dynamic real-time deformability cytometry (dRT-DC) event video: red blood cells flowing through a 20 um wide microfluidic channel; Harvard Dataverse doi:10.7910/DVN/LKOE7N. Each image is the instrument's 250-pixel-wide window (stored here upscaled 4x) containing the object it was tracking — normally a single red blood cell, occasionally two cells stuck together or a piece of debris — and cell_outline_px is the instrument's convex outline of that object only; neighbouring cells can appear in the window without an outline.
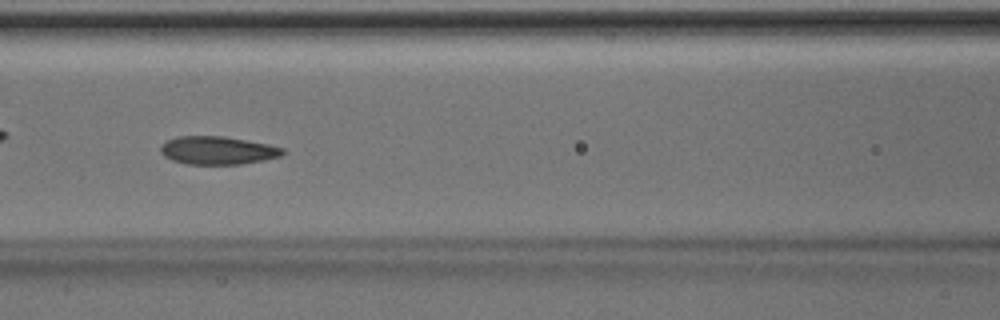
{"species": "Egyptian fruit bat (a non-hibernating species)", "species_latin": "Rousettus aegyptiacus", "temperature_condition": "room temperature", "stored_images_in_passage": 48, "camera_frame_rate_fps": 3000, "um_per_image_px": 0.085, "animal": {"sex": "male"}, "frame": {"image": 1, "passage_image": 21, "time_ms": 6.667, "image_size_px": [1000, 320], "cell_outline_px": [[284, 152], [280, 156], [264, 160], [240, 164], [188, 164], [172, 160], [164, 156], [160, 152], [160, 148], [168, 140], [176, 136], [224, 136], [268, 144], [284, 148]], "centroid_in_image_um": [18.5, 12.78], "position_along_channel_um": 148.1, "area_um2": 19.88}}
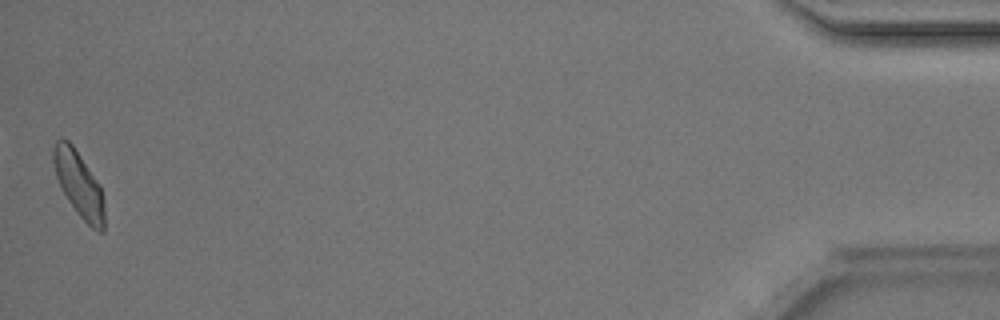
{"frame": {"image": 2, "passage_image": 48, "time_ms": 15.667, "image_size_px": [1000, 320], "cell_outline_px": [[104, 232], [100, 232], [92, 228], [80, 216], [68, 200], [56, 176], [52, 160], [52, 148], [56, 140], [60, 136], [68, 140], [72, 144], [100, 184], [104, 200]], "centroid_in_image_um": [6.7, 15.62], "position_along_channel_um": 428.5, "area_um2": 19.48}, "authors_computed_cell_mechanics": {"area_um2": 20.23, "velocity_mm_per_s": 4.1332, "shape_relaxation_time_tau1_ms": 4.5395, "shape_relaxation_time_tau2_ms": 2.8694, "deformation_change_tau1": 0.1162, "deformation_change_tau2": 0.0759}}